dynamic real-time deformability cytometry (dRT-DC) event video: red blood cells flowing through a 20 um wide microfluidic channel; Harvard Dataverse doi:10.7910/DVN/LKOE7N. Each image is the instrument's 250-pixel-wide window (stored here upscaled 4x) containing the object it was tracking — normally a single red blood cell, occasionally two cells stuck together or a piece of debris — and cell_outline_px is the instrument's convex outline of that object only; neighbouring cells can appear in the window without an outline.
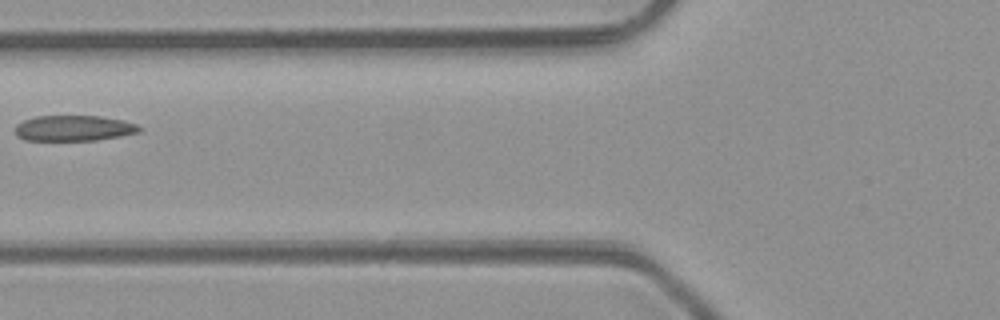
{"species": "common noctule bat (a hibernating species)", "species_latin": "Nyctalus noctula", "temperature_condition": "room temperature", "stored_images_in_passage": 4, "camera_frame_rate_fps": 3000, "um_per_image_px": 0.085, "animal": {"sex": "male", "body_mass_g": 23.1, "forearm_length_mm": 52.7}, "frame": {"image": 1, "passage_image": 4, "time_ms": 4.333, "image_size_px": [1000, 320], "cell_outline_px": [[140, 132], [120, 136], [96, 140], [24, 140], [16, 136], [16, 124], [24, 120], [36, 116], [100, 116], [124, 120], [136, 124], [140, 128]], "centroid_in_image_um": [6.26, 10.89], "position_along_channel_um": 119.5, "area_um2": 18.5}}